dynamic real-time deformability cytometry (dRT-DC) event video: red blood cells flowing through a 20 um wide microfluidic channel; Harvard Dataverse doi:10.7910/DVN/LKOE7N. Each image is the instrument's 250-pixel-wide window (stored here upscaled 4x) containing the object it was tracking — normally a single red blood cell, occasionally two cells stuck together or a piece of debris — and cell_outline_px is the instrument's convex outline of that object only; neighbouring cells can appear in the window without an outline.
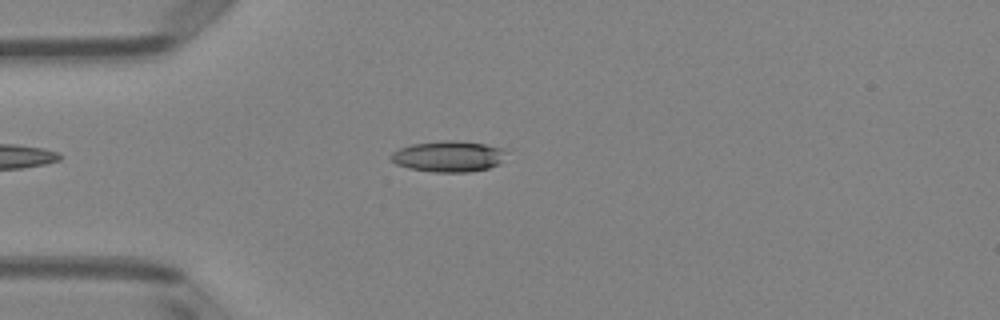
{"species": "Egyptian fruit bat (a non-hibernating species)", "species_latin": "Rousettus aegyptiacus", "temperature_condition": "room temperature", "stored_images_in_passage": 46, "camera_frame_rate_fps": 3000, "um_per_image_px": 0.085, "animal": {"sex": "female"}, "frame": {"image": 1, "passage_image": 9, "time_ms": 2.667, "image_size_px": [1000, 320], "cell_outline_px": [[504, 152], [500, 164], [488, 168], [468, 172], [432, 172], [408, 168], [396, 164], [388, 156], [392, 152], [400, 148], [412, 144], [444, 140], [452, 140], [484, 144], [504, 148]], "centroid_in_image_um": [38.08, 13.29], "position_along_channel_um": 46.9, "area_um2": 20.75}}
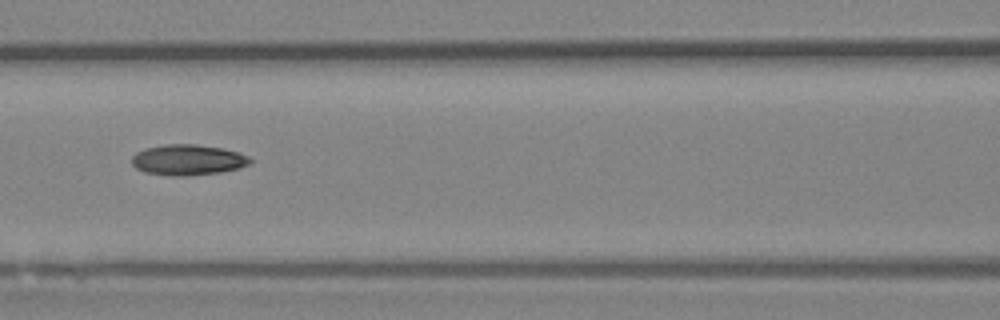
{"frame": {"image": 2, "passage_image": 18, "time_ms": 5.667, "image_size_px": [1000, 320], "cell_outline_px": [[252, 160], [248, 164], [240, 168], [220, 172], [188, 176], [168, 176], [144, 172], [136, 168], [132, 164], [132, 156], [136, 152], [144, 148], [164, 144], [196, 144], [224, 148], [240, 152], [248, 156]], "centroid_in_image_um": [15.96, 13.58], "position_along_channel_um": 150.6, "area_um2": 21.44}}
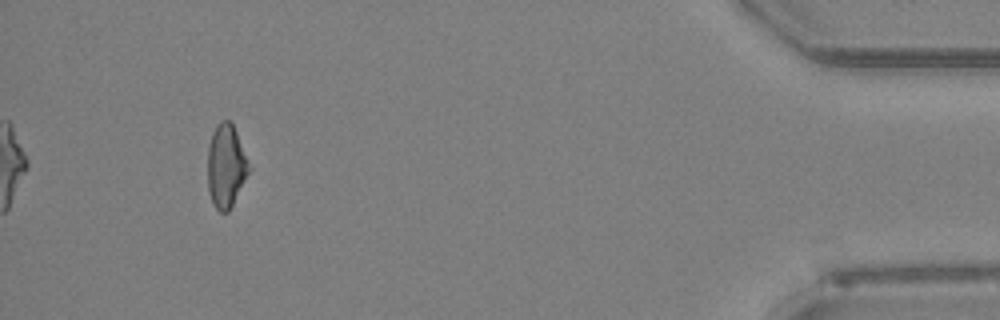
{"frame": {"image": 3, "passage_image": 43, "time_ms": 14.0, "image_size_px": [1000, 320], "cell_outline_px": [[252, 168], [228, 212], [220, 212], [212, 204], [208, 192], [208, 148], [212, 132], [216, 124], [220, 120], [228, 120], [232, 124], [236, 132]], "centroid_in_image_um": [19.21, 14.11], "position_along_channel_um": 416.0, "area_um2": 20.17}, "authors_computed_cell_mechanics": {"area_um2": 20.4901, "velocity_mm_per_s": 3.9909, "shape_relaxation_time_tau1_ms": null, "shape_relaxation_time_tau2_ms": 5.0181, "deformation_change_tau1": null, "deformation_change_tau2": 0.1366}}